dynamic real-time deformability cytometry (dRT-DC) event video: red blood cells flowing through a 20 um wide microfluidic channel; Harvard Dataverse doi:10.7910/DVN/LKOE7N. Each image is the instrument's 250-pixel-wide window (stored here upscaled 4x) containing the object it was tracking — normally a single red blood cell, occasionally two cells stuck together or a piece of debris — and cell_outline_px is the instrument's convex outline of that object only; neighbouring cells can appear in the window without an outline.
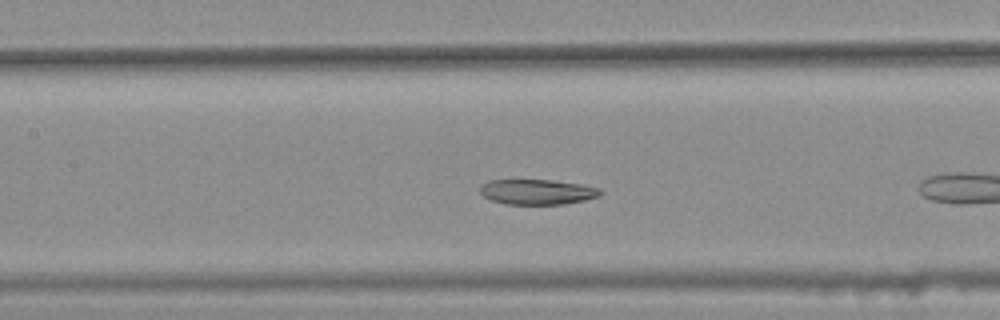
{"species": "common noctule bat (a hibernating species)", "species_latin": "Nyctalus noctula", "temperature_condition": "warm", "stored_images_in_passage": 30, "camera_frame_rate_fps": 3000, "um_per_image_px": 0.085, "animal": {"sex": "female", "body_mass_g": 25.1}, "frame": {"image": 1, "passage_image": 9, "time_ms": 2.667, "image_size_px": [1000, 320], "cell_outline_px": [[600, 196], [584, 200], [564, 204], [504, 204], [492, 200], [484, 196], [480, 192], [480, 188], [488, 180], [552, 180], [580, 184], [600, 188]], "centroid_in_image_um": [45.67, 16.31], "position_along_channel_um": 161.7, "area_um2": 17.51}}
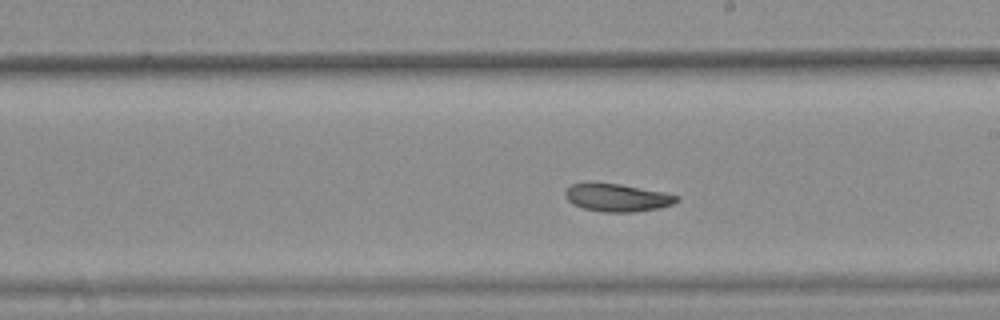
{"frame": {"image": 2, "passage_image": 15, "time_ms": 4.667, "image_size_px": [1000, 320], "cell_outline_px": [[680, 200], [672, 204], [660, 208], [636, 212], [600, 212], [584, 208], [572, 204], [564, 196], [564, 192], [572, 184], [620, 184], [664, 192], [680, 196]], "centroid_in_image_um": [52.51, 16.82], "position_along_channel_um": 236.5, "area_um2": 17.92}}
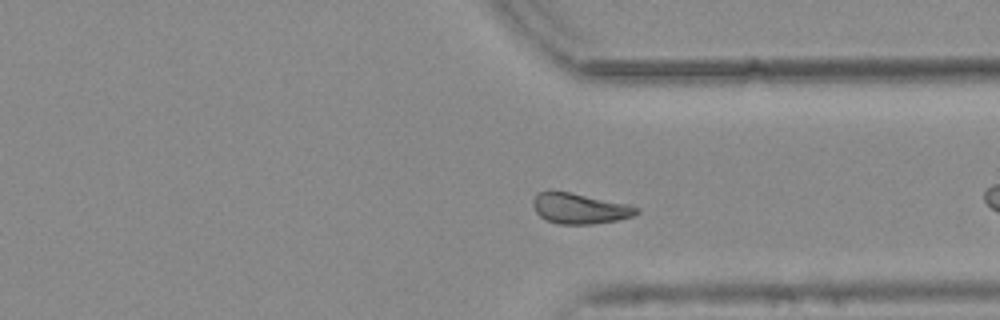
{"frame": {"image": 3, "passage_image": 25, "time_ms": 8.0, "image_size_px": [1000, 320], "cell_outline_px": [[640, 212], [632, 216], [616, 220], [592, 224], [560, 224], [548, 220], [540, 216], [536, 212], [532, 204], [532, 200], [536, 192], [548, 188], [628, 204], [640, 208]], "centroid_in_image_um": [49.21, 17.69], "position_along_channel_um": 362.2, "area_um2": 18.61}, "authors_computed_cell_mechanics": {"area_um2": 18.7561, "velocity_mm_per_s": 3.7486, "shape_relaxation_time_tau1_ms": 3.6769, "shape_relaxation_time_tau2_ms": 2.1723, "deformation_change_tau1": 0.0954, "deformation_change_tau2": 0.0693}}